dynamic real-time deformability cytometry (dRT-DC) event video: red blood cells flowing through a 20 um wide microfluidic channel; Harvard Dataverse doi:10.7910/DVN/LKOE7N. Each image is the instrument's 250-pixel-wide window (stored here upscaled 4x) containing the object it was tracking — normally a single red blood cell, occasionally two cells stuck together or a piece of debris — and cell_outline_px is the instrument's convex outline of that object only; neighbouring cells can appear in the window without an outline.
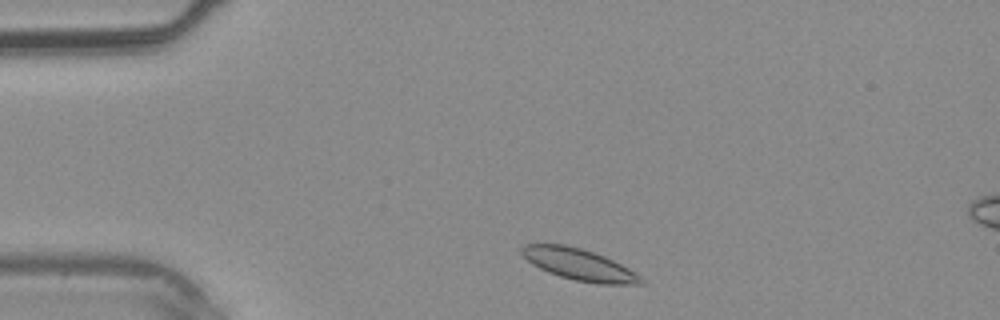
{"species": "common noctule bat (a hibernating species)", "species_latin": "Nyctalus noctula", "temperature_condition": "warm", "stored_images_in_passage": 33, "camera_frame_rate_fps": 3000, "um_per_image_px": 0.085, "animal": {"sex": "male", "body_mass_g": 20.4}, "frame": {"image": 1, "passage_image": 2, "time_ms": 0.333, "image_size_px": [1000, 320], "cell_outline_px": [[644, 284], [600, 284], [576, 280], [560, 276], [548, 272], [532, 264], [520, 252], [520, 248], [524, 244], [564, 244], [580, 248], [604, 256], [636, 272], [644, 280]], "centroid_in_image_um": [49.22, 22.48], "position_along_channel_um": 35.8, "area_um2": 21.68}}
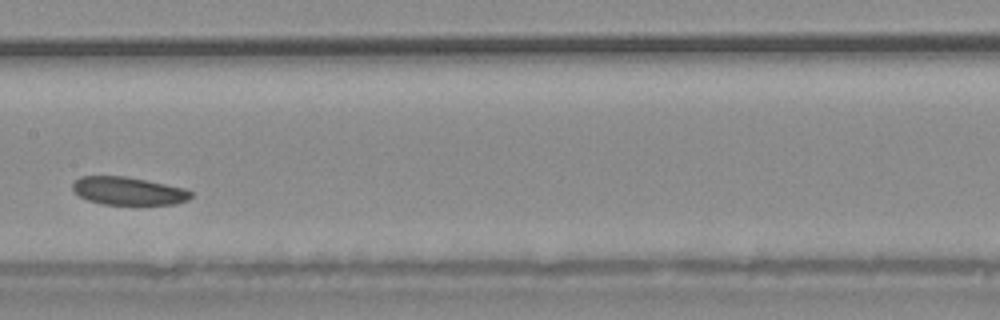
{"frame": {"image": 2, "passage_image": 14, "time_ms": 4.333, "image_size_px": [1000, 320], "cell_outline_px": [[192, 196], [188, 200], [176, 204], [104, 204], [88, 200], [80, 196], [72, 188], [72, 184], [80, 176], [124, 176], [184, 188], [192, 192]], "centroid_in_image_um": [10.91, 16.23], "position_along_channel_um": 196.5, "area_um2": 19.02}}
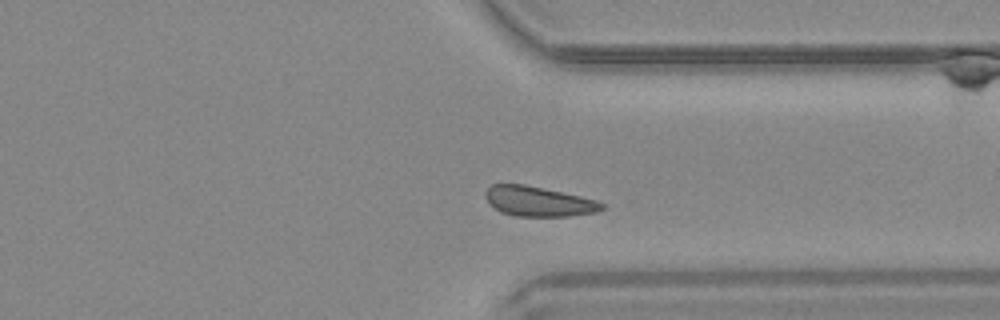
{"frame": {"image": 3, "passage_image": 24, "time_ms": 7.667, "image_size_px": [1000, 320], "cell_outline_px": [[604, 208], [596, 212], [568, 216], [516, 216], [500, 212], [484, 196], [484, 192], [492, 184], [524, 184], [544, 188], [580, 196], [596, 200], [604, 204]], "centroid_in_image_um": [45.77, 17.11], "position_along_channel_um": 365.6, "area_um2": 20.11}}